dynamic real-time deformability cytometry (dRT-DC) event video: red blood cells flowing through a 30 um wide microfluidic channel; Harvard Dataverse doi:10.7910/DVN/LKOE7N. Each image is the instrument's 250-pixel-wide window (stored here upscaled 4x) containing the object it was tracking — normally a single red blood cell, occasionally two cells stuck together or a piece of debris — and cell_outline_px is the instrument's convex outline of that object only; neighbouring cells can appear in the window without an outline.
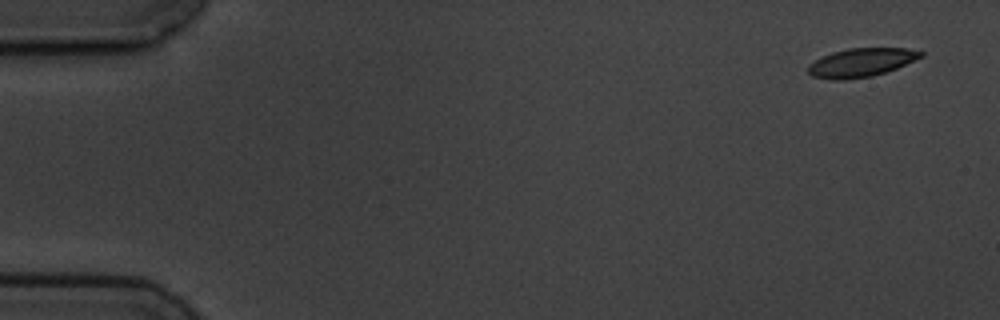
{"species": "common noctule bat (a hibernating species)", "species_latin": "Nyctalus noctula", "temperature_condition": "cold", "stored_images_in_passage": 5, "camera_frame_rate_fps": 3000, "um_per_image_px": 0.085, "animal": {"sex": "male", "body_mass_g": 19.5, "forearm_length_mm": 54.6}, "frame": {"image": 1, "passage_image": 1, "time_ms": 0.0, "image_size_px": [1000, 320], "cell_outline_px": [[924, 56], [896, 68], [872, 76], [844, 80], [832, 80], [812, 76], [808, 72], [808, 64], [832, 52], [848, 48], [908, 48], [924, 52]], "centroid_in_image_um": [73.2, 5.31], "position_along_channel_um": 11.8, "area_um2": 18.73}}